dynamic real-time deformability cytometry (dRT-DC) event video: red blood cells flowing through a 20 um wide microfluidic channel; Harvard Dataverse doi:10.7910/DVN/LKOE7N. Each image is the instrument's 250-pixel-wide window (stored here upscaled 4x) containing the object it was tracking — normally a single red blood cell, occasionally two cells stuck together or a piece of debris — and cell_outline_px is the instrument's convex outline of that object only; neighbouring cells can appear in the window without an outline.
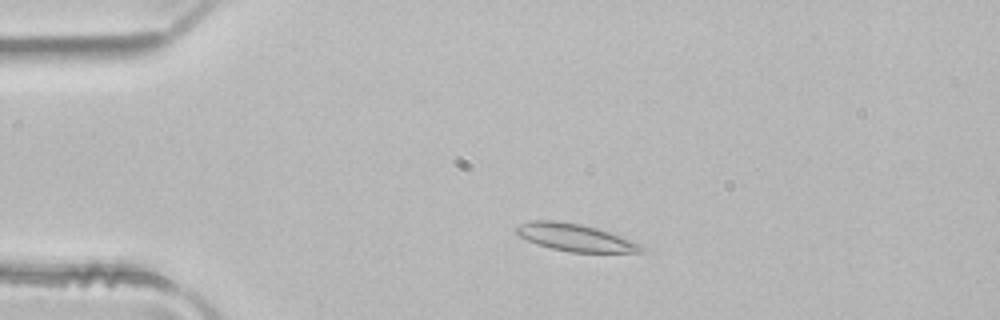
{"species": "common noctule bat (a hibernating species)", "species_latin": "Nyctalus noctula", "temperature_condition": "room temperature", "stored_images_in_passage": 3, "camera_frame_rate_fps": 3000, "um_per_image_px": 0.085, "animal": {"sex": "male", "body_mass_g": 21.5, "forearm_length_mm": 52.0}, "frame": {"image": 1, "passage_image": 2, "time_ms": 0.333, "image_size_px": [1000, 320], "cell_outline_px": [[644, 252], [568, 252], [536, 244], [520, 236], [512, 228], [520, 224], [532, 220], [556, 220], [580, 224], [596, 228], [608, 232], [640, 244], [644, 248]], "centroid_in_image_um": [48.82, 20.18], "position_along_channel_um": 36.2, "area_um2": 19.71}}